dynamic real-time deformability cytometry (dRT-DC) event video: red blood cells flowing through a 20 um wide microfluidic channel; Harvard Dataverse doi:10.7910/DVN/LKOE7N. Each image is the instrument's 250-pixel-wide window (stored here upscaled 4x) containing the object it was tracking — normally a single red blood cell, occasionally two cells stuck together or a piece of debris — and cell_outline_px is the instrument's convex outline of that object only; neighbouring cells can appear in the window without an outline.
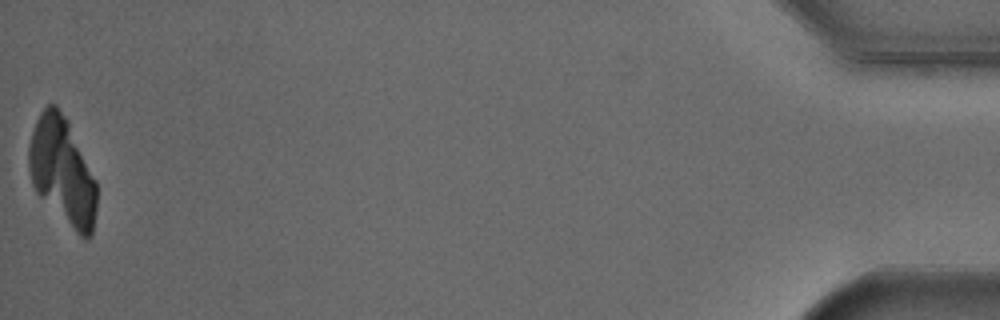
{"species": "Egyptian fruit bat (a non-hibernating species)", "species_latin": "Rousettus aegyptiacus", "temperature_condition": "cold", "stored_images_in_passage": 54, "camera_frame_rate_fps": 3000, "um_per_image_px": 0.085, "animal": {"sex": "male"}, "frame": {"image": 1, "passage_image": 54, "time_ms": 17.667, "image_size_px": [1000, 320], "cell_outline_px": [[96, 208], [92, 236], [88, 240], [84, 240], [36, 192], [32, 184], [28, 168], [28, 144], [36, 120], [40, 112], [48, 104], [56, 104], [68, 120], [96, 180]], "centroid_in_image_um": [5.3, 14.54], "position_along_channel_um": 429.9, "area_um2": 42.37}}